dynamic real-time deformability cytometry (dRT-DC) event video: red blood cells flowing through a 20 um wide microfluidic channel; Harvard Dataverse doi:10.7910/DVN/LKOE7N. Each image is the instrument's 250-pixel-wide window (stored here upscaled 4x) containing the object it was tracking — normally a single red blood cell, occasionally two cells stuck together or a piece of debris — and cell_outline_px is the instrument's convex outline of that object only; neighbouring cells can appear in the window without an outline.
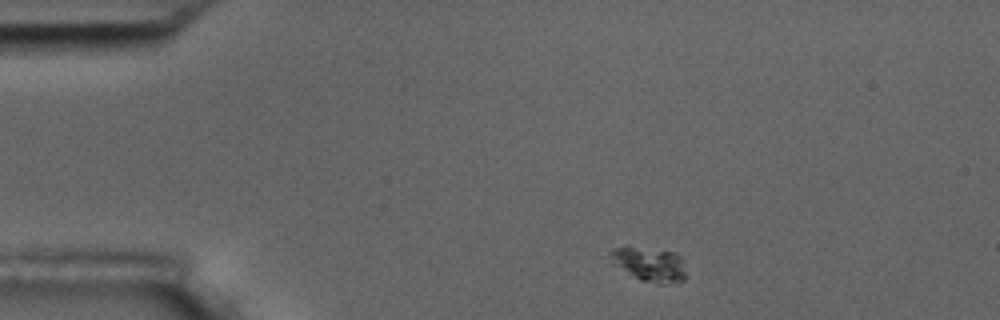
{"species": "common noctule bat (a hibernating species)", "species_latin": "Nyctalus noctula", "temperature_condition": "room temperature", "stored_images_in_passage": 2, "camera_frame_rate_fps": 3000, "um_per_image_px": 0.085, "animal": {"sex": "male", "body_mass_g": 17.5, "forearm_length_mm": 52.3}, "frame": {"image": 1, "passage_image": 1, "time_ms": 0.0, "image_size_px": [1000, 320], "cell_outline_px": [[684, 280], [664, 284], [656, 284], [640, 280], [612, 264], [608, 252], [612, 248], [632, 248], [676, 252], [680, 256], [684, 272]], "centroid_in_image_um": [55.17, 22.49], "position_along_channel_um": 29.8, "area_um2": 14.74}}